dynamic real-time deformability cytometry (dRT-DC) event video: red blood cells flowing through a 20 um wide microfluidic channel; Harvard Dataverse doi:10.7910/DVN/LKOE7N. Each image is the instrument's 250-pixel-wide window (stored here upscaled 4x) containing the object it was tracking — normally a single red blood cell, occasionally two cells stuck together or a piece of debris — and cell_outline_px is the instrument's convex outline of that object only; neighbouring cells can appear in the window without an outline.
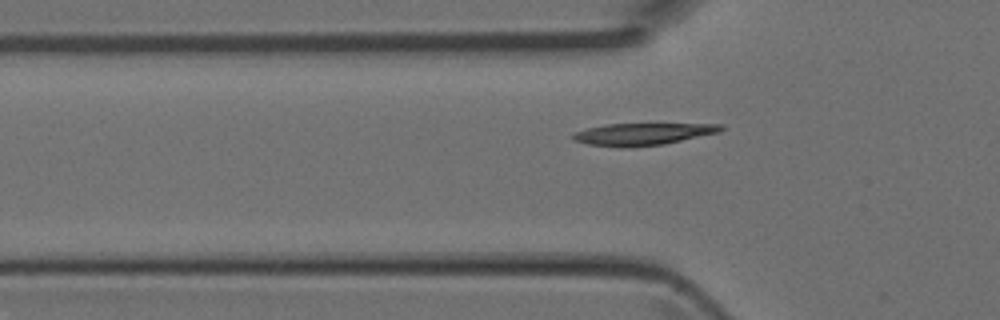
{"species": "Egyptian fruit bat (a non-hibernating species)", "species_latin": "Rousettus aegyptiacus", "temperature_condition": "room temperature", "stored_images_in_passage": 4, "camera_frame_rate_fps": 3000, "um_per_image_px": 0.085, "animal": {"sex": "female"}, "frame": {"image": 1, "passage_image": 4, "time_ms": 1.0, "image_size_px": [1000, 320], "cell_outline_px": [[724, 128], [720, 132], [664, 144], [628, 148], [620, 148], [588, 144], [572, 140], [572, 132], [604, 124], [724, 124]], "centroid_in_image_um": [54.59, 11.4], "position_along_channel_um": 71.2, "area_um2": 19.19}}